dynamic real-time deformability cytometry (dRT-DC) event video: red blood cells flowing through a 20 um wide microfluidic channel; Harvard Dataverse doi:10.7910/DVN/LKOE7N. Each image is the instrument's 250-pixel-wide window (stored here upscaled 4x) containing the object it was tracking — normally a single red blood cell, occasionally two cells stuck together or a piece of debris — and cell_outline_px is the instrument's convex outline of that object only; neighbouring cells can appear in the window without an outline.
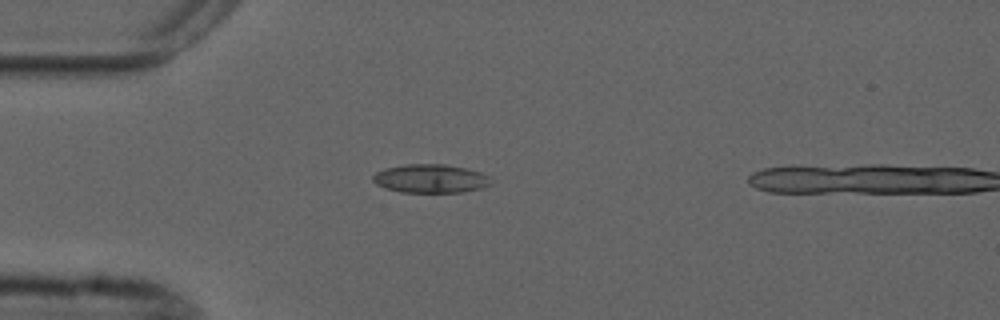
{"species": "common noctule bat (a hibernating species)", "species_latin": "Nyctalus noctula", "temperature_condition": "cold", "stored_images_in_passage": 4, "camera_frame_rate_fps": 3000, "um_per_image_px": 0.085, "animal": {"sex": "male", "forearm_length_mm": 52.5}, "frame": {"image": 1, "passage_image": 3, "time_ms": 2.333, "image_size_px": [1000, 320], "cell_outline_px": [[492, 184], [480, 188], [460, 192], [400, 192], [384, 188], [376, 184], [372, 180], [372, 176], [376, 172], [384, 168], [408, 164], [444, 164], [464, 168], [480, 172], [488, 176], [492, 180]], "centroid_in_image_um": [36.56, 15.18], "position_along_channel_um": 48.4, "area_um2": 19.65}}